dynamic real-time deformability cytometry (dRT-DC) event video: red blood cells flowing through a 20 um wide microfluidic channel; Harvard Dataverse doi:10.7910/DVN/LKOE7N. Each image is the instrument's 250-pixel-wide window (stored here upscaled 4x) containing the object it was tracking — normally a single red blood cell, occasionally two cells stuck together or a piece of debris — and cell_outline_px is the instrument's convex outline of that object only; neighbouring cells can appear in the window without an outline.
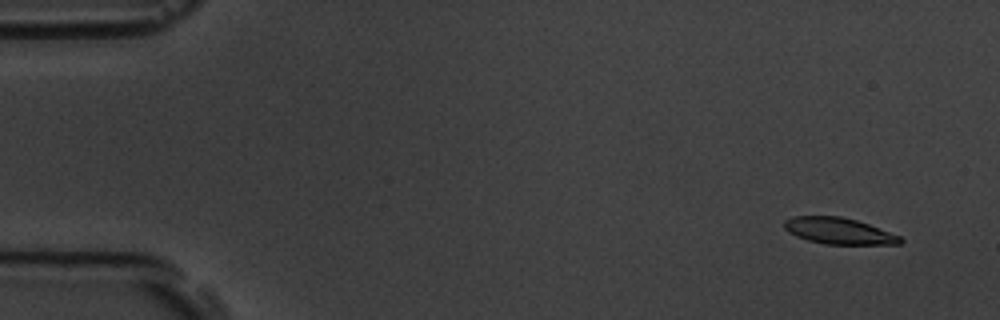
{"species": "common noctule bat (a hibernating species)", "species_latin": "Nyctalus noctula", "temperature_condition": "room temperature", "stored_images_in_passage": 6, "camera_frame_rate_fps": 3000, "um_per_image_px": 0.085, "animal": {"sex": "male", "body_mass_g": 19.5, "forearm_length_mm": 54.6}, "frame": {"image": 1, "passage_image": 1, "time_ms": 0.0, "image_size_px": [1000, 320], "cell_outline_px": [[904, 240], [900, 244], [824, 244], [808, 240], [796, 236], [788, 232], [784, 228], [784, 220], [792, 216], [840, 216], [856, 220], [868, 224], [900, 236]], "centroid_in_image_um": [71.27, 19.63], "position_along_channel_um": 13.7, "area_um2": 17.74}}
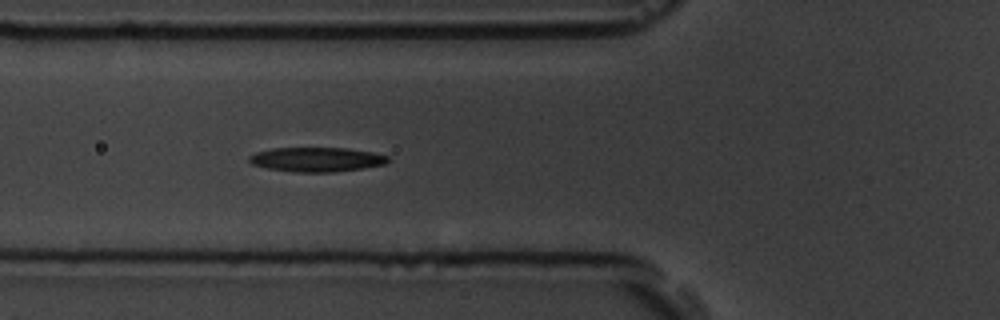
{"frame": {"image": 2, "passage_image": 6, "time_ms": 5.667, "image_size_px": [1000, 320], "cell_outline_px": [[388, 160], [384, 164], [364, 168], [332, 172], [296, 172], [268, 168], [252, 164], [248, 160], [248, 156], [256, 152], [272, 148], [344, 148], [372, 152], [388, 156]], "centroid_in_image_um": [26.88, 13.55], "position_along_channel_um": 98.9, "area_um2": 19.59}}